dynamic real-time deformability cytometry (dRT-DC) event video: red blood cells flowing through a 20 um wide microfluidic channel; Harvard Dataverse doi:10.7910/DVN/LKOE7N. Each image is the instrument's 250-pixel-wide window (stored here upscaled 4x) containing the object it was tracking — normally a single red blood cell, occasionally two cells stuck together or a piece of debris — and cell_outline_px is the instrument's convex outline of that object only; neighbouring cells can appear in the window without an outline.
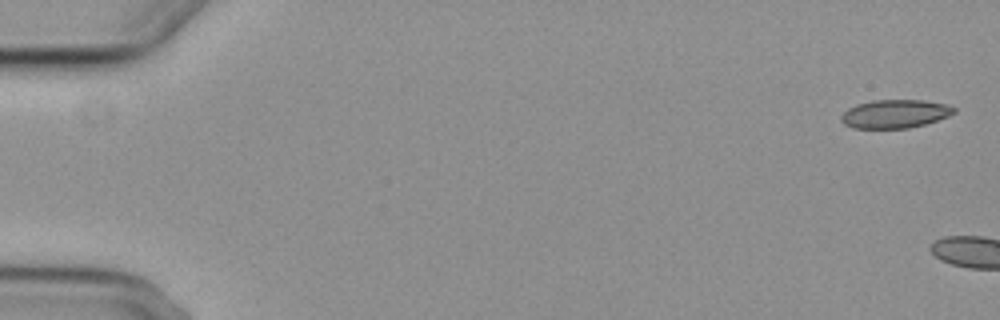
{"species": "common noctule bat (a hibernating species)", "species_latin": "Nyctalus noctula", "temperature_condition": "cold", "stored_images_in_passage": 2, "camera_frame_rate_fps": 3000, "um_per_image_px": 0.085, "animal": {"sex": "female", "body_mass_g": 29.2, "forearm_length_mm": 56.3}, "frame": {"image": 1, "passage_image": 1, "time_ms": 0.0, "image_size_px": [1000, 320], "cell_outline_px": [[956, 112], [948, 116], [924, 124], [908, 128], [852, 128], [844, 124], [840, 120], [840, 116], [848, 108], [856, 104], [872, 100], [924, 100], [944, 104], [956, 108]], "centroid_in_image_um": [76.03, 9.67], "position_along_channel_um": 9.0, "area_um2": 18.67}}